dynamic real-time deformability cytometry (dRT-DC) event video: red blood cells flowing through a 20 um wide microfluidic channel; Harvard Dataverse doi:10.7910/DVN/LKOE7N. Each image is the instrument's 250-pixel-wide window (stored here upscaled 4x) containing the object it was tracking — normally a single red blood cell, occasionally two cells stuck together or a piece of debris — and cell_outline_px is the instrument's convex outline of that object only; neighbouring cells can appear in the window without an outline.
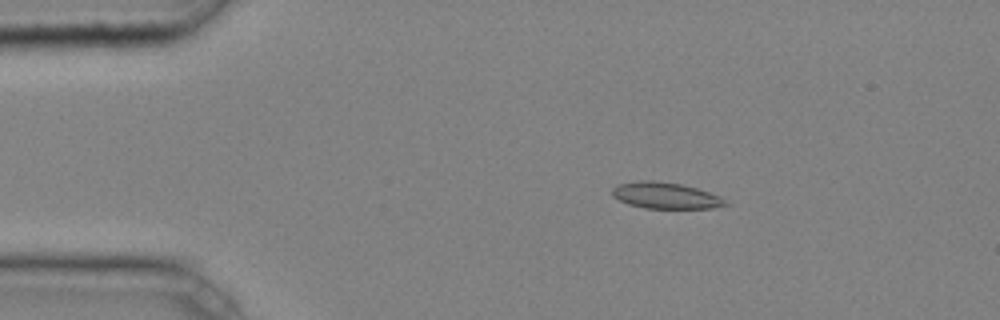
{"species": "common noctule bat (a hibernating species)", "species_latin": "Nyctalus noctula", "temperature_condition": "cold", "stored_images_in_passage": 3, "camera_frame_rate_fps": 3000, "um_per_image_px": 0.085, "animal": {"sex": "male", "body_mass_g": 20.4}, "frame": {"image": 1, "passage_image": 1, "time_ms": 0.0, "image_size_px": [1000, 320], "cell_outline_px": [[732, 204], [712, 208], [644, 208], [628, 204], [612, 196], [612, 188], [620, 184], [640, 180], [652, 180], [680, 184], [696, 188], [720, 196]], "centroid_in_image_um": [56.59, 16.63], "position_along_channel_um": 28.4, "area_um2": 17.28}}